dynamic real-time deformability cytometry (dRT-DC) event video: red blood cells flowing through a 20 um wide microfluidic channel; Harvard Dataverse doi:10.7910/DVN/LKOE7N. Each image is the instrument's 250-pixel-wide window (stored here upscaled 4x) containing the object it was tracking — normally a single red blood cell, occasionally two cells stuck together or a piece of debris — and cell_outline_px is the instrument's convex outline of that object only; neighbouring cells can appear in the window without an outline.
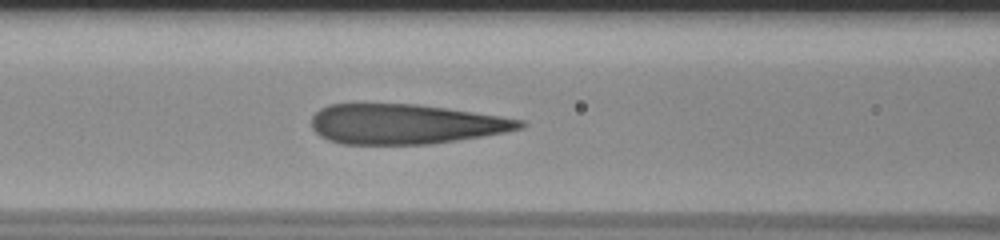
{"species": "human", "species_latin": "Homo sapiens", "temperature_condition": "room temperature", "stored_images_in_passage": 46, "camera_frame_rate_fps": 3000, "um_per_image_px": 0.085, "donor": {"sex": "male"}, "frame": {"image": 1, "passage_image": 22, "time_ms": 7.0, "image_size_px": [1000, 240], "cell_outline_px": [[528, 124], [524, 128], [504, 132], [432, 144], [340, 144], [328, 140], [320, 136], [312, 128], [312, 116], [320, 108], [328, 104], [416, 104], [448, 108], [500, 116], [524, 120]], "centroid_in_image_um": [34.45, 10.54], "position_along_channel_um": 132.2, "area_um2": 48.55}}
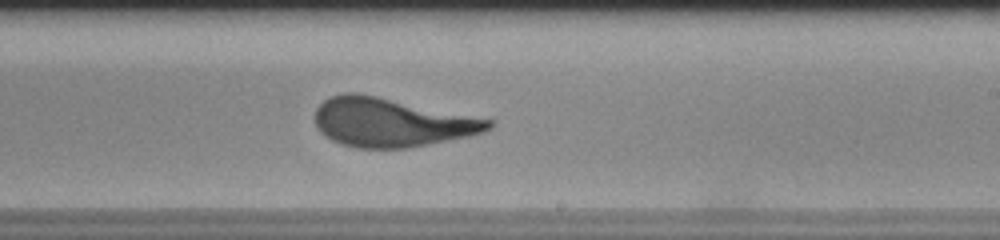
{"frame": {"image": 2, "passage_image": 32, "time_ms": 10.333, "image_size_px": [1000, 240], "cell_outline_px": [[492, 128], [484, 132], [468, 136], [408, 148], [356, 148], [340, 144], [324, 136], [316, 128], [316, 108], [324, 100], [332, 96], [344, 92], [356, 92], [376, 96], [492, 120]], "centroid_in_image_um": [33.21, 10.41], "position_along_channel_um": 255.8, "area_um2": 48.96}}
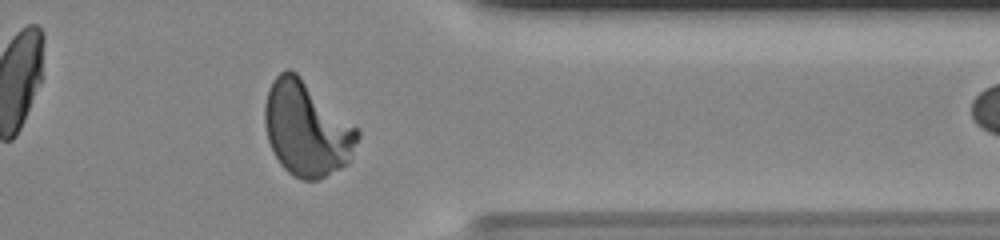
{"frame": {"image": 3, "passage_image": 43, "time_ms": 14.0, "image_size_px": [1000, 240], "cell_outline_px": [[360, 136], [348, 164], [320, 180], [300, 180], [292, 176], [280, 164], [268, 140], [264, 124], [264, 104], [268, 88], [272, 80], [280, 72], [288, 68], [296, 72], [356, 128], [360, 132]], "centroid_in_image_um": [26.04, 10.97], "position_along_channel_um": 385.4, "area_um2": 51.04}}